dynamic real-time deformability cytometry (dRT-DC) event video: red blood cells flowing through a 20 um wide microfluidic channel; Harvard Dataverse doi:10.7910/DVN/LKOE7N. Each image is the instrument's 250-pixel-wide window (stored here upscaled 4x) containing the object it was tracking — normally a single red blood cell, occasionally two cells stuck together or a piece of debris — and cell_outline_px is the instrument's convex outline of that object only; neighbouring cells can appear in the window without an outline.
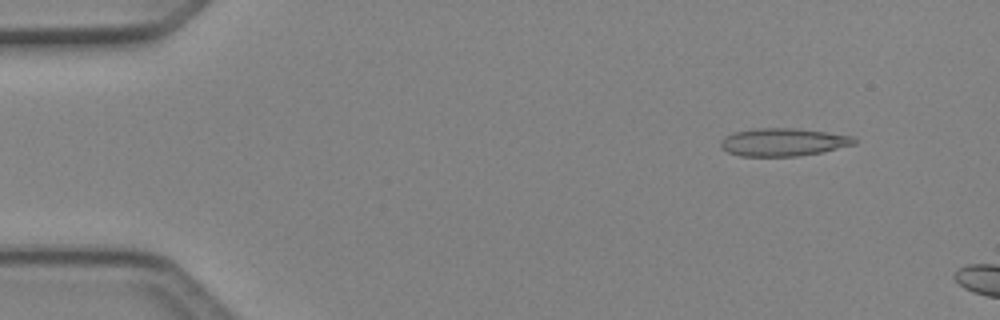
{"species": "Egyptian fruit bat (a non-hibernating species)", "species_latin": "Rousettus aegyptiacus", "temperature_condition": "cold", "stored_images_in_passage": 4, "camera_frame_rate_fps": 3000, "um_per_image_px": 0.085, "animal": {"sex": "female"}, "frame": {"image": 1, "passage_image": 2, "time_ms": 0.333, "image_size_px": [1000, 320], "cell_outline_px": [[856, 144], [820, 152], [796, 156], [740, 156], [728, 152], [720, 148], [720, 140], [724, 136], [732, 132], [756, 128], [796, 128], [852, 136], [856, 140]], "centroid_in_image_um": [66.5, 12.07], "position_along_channel_um": 18.5, "area_um2": 21.68}}